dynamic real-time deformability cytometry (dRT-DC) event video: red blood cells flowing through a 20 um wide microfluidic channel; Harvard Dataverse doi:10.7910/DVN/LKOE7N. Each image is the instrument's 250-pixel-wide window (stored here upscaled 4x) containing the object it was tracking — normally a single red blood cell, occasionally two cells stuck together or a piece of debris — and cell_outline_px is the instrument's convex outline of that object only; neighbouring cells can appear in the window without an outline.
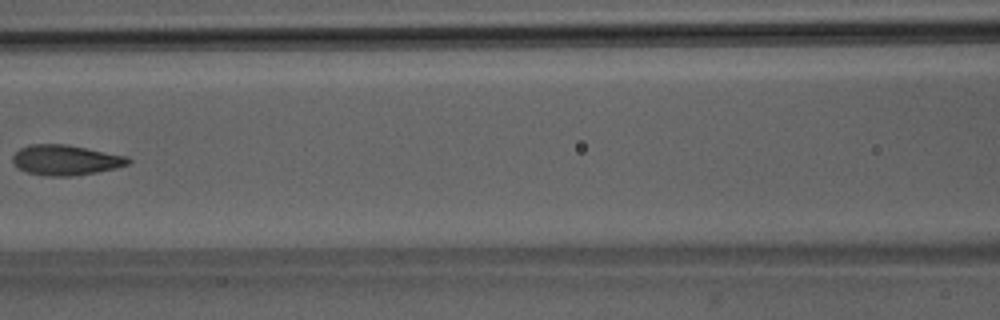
{"species": "Egyptian fruit bat (a non-hibernating species)", "species_latin": "Rousettus aegyptiacus", "temperature_condition": "room temperature", "stored_images_in_passage": 6, "camera_frame_rate_fps": 3000, "um_per_image_px": 0.085, "animal": {"sex": "male"}, "frame": {"image": 1, "passage_image": 6, "time_ms": 6.667, "image_size_px": [1000, 320], "cell_outline_px": [[132, 160], [128, 164], [116, 168], [96, 172], [72, 176], [48, 176], [28, 172], [20, 168], [12, 160], [12, 156], [20, 148], [32, 144], [68, 144], [128, 156]], "centroid_in_image_um": [5.62, 13.59], "position_along_channel_um": 161.0, "area_um2": 20.29}}